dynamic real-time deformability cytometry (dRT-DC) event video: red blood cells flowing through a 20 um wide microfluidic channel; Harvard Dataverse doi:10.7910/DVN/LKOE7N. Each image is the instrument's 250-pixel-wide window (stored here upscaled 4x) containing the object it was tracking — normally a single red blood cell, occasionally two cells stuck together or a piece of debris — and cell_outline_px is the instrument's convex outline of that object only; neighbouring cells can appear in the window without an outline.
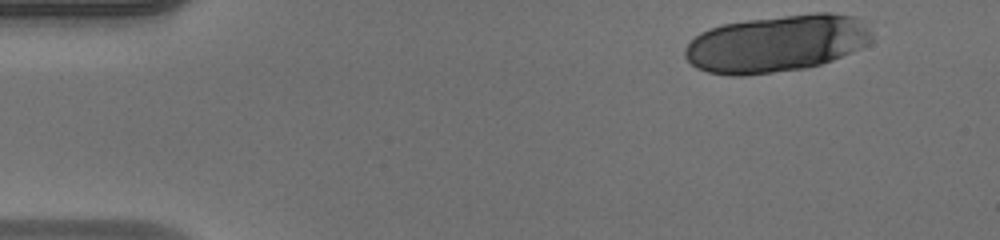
{"species": "human", "species_latin": "Homo sapiens", "temperature_condition": "warm", "stored_images_in_passage": 12, "camera_frame_rate_fps": 3000, "um_per_image_px": 0.085, "donor": {"sex": "male"}, "frame": {"image": 1, "passage_image": 1, "time_ms": 0.0, "image_size_px": [1000, 240], "cell_outline_px": [[872, 40], [868, 44], [852, 52], [832, 60], [820, 64], [804, 68], [744, 76], [732, 76], [708, 72], [696, 68], [684, 56], [684, 48], [700, 32], [724, 24], [748, 20], [816, 12], [828, 12], [856, 16], [872, 32]], "centroid_in_image_um": [66.02, 3.7], "position_along_channel_um": 19.0, "area_um2": 62.14}}